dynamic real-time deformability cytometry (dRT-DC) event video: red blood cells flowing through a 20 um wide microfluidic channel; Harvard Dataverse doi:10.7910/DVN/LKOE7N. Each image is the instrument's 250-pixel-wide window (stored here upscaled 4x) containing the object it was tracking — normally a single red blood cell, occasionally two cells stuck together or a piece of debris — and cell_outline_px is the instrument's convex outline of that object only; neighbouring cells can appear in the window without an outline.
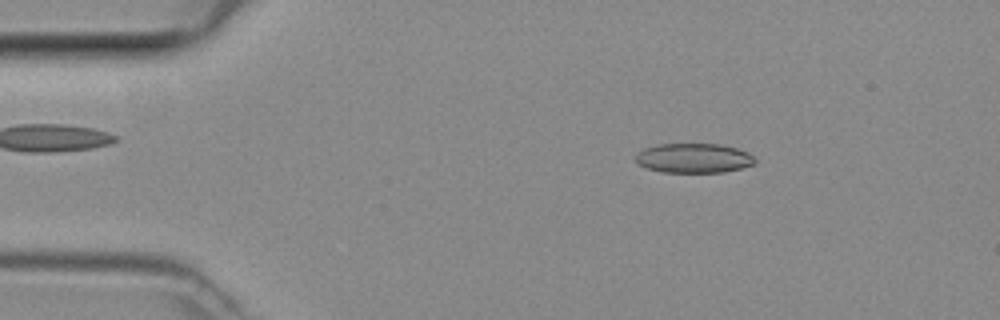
{"species": "common noctule bat (a hibernating species)", "species_latin": "Nyctalus noctula", "temperature_condition": "room temperature", "stored_images_in_passage": 48, "camera_frame_rate_fps": 3000, "um_per_image_px": 0.085, "animal": {"sex": "female", "body_mass_g": 29.2, "forearm_length_mm": 56.3}, "frame": {"image": 1, "passage_image": 8, "time_ms": 2.333, "image_size_px": [1000, 320], "cell_outline_px": [[756, 164], [724, 172], [660, 172], [648, 168], [640, 164], [636, 160], [636, 156], [644, 148], [660, 144], [720, 144], [736, 148], [748, 152], [756, 160]], "centroid_in_image_um": [59.0, 13.44], "position_along_channel_um": 26.0, "area_um2": 20.4}}
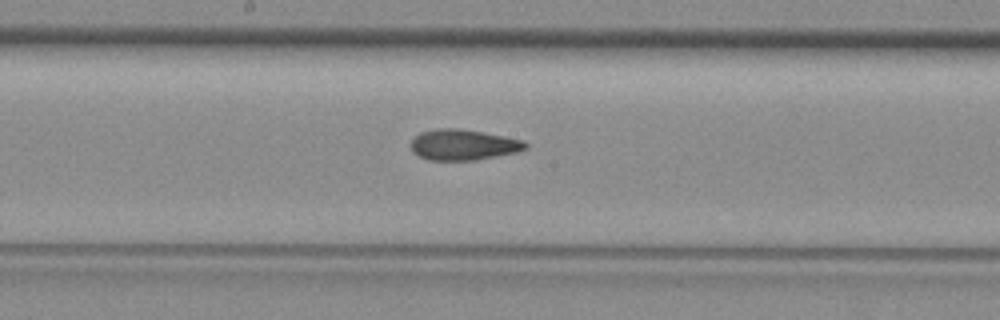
{"frame": {"image": 2, "passage_image": 25, "time_ms": 8.0, "image_size_px": [1000, 320], "cell_outline_px": [[528, 148], [516, 152], [476, 160], [428, 160], [412, 152], [412, 140], [420, 132], [436, 128], [456, 128], [504, 136], [524, 140], [528, 144]], "centroid_in_image_um": [39.39, 12.31], "position_along_channel_um": 208.8, "area_um2": 20.4}}
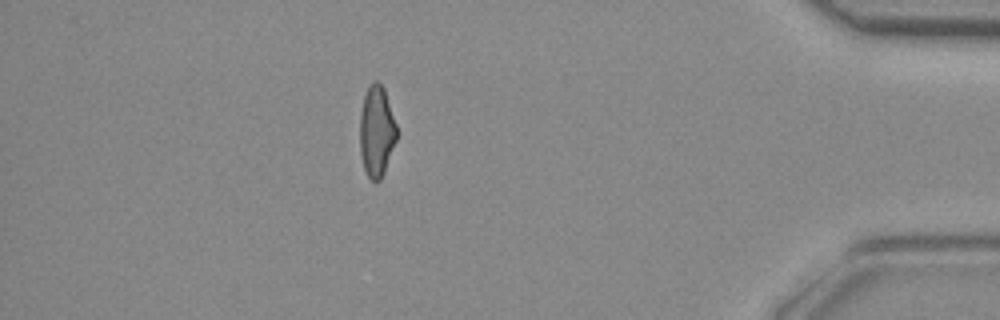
{"frame": {"image": 3, "passage_image": 42, "time_ms": 13.667, "image_size_px": [1000, 320], "cell_outline_px": [[396, 140], [384, 172], [380, 180], [372, 180], [368, 176], [364, 168], [360, 152], [360, 112], [364, 96], [372, 80], [376, 80], [384, 88], [396, 124]], "centroid_in_image_um": [32.0, 11.14], "position_along_channel_um": 403.2, "area_um2": 19.31}}